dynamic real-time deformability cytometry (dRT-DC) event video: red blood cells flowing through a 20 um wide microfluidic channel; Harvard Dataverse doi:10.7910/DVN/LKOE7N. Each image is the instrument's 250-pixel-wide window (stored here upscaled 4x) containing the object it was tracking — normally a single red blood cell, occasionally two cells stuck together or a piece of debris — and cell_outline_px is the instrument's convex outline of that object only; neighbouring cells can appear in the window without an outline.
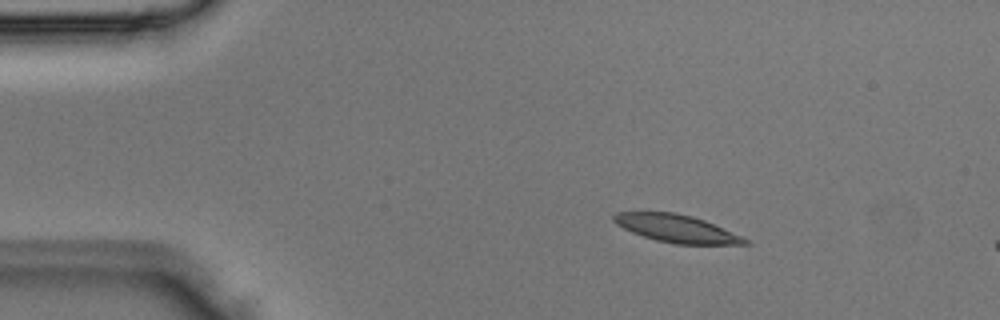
{"species": "Egyptian fruit bat (a non-hibernating species)", "species_latin": "Rousettus aegyptiacus", "temperature_condition": "room temperature", "stored_images_in_passage": 3, "camera_frame_rate_fps": 3000, "um_per_image_px": 0.085, "animal": {"sex": "male"}, "frame": {"image": 1, "passage_image": 1, "time_ms": 0.0, "image_size_px": [1000, 320], "cell_outline_px": [[752, 244], [676, 244], [656, 240], [632, 232], [616, 224], [612, 220], [612, 216], [616, 212], [676, 212], [692, 216], [704, 220], [744, 236], [752, 240]], "centroid_in_image_um": [57.56, 19.42], "position_along_channel_um": 27.4, "area_um2": 21.27}}
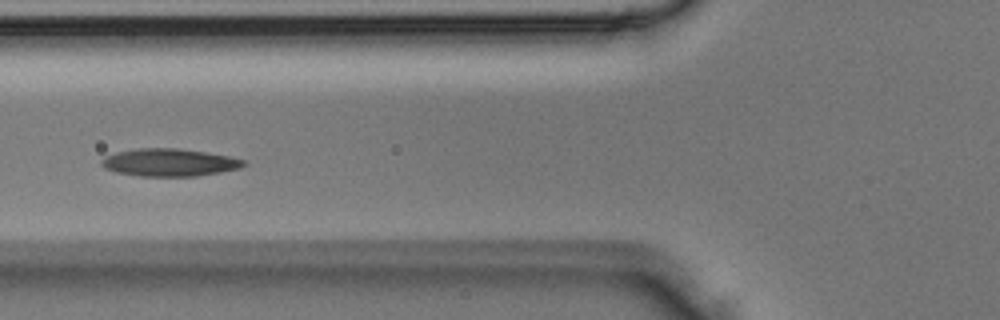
{"frame": {"image": 2, "passage_image": 3, "time_ms": 0.667, "image_size_px": [1000, 320], "cell_outline_px": [[248, 164], [240, 168], [220, 172], [196, 176], [140, 176], [116, 172], [104, 168], [100, 164], [100, 160], [116, 152], [136, 148], [176, 148], [204, 152], [228, 156], [244, 160]], "centroid_in_image_um": [14.38, 13.81], "position_along_channel_um": 111.4, "area_um2": 22.77}}